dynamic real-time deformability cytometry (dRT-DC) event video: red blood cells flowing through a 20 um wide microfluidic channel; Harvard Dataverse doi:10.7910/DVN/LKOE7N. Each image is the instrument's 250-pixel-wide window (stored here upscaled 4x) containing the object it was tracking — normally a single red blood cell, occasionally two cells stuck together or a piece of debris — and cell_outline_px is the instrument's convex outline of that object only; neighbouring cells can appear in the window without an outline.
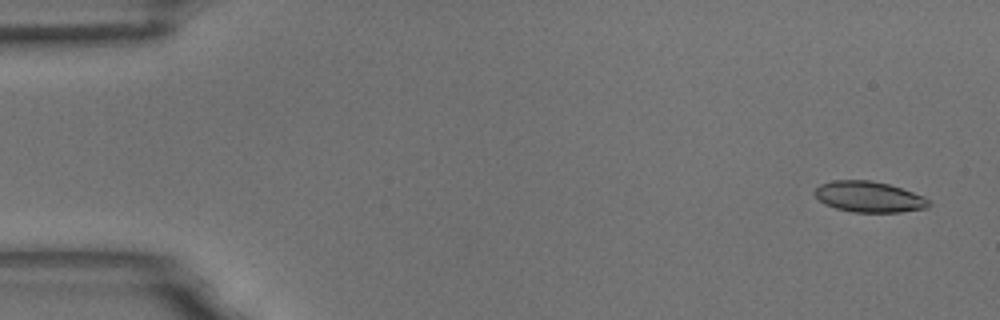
{"species": "common noctule bat (a hibernating species)", "species_latin": "Nyctalus noctula", "temperature_condition": "room temperature", "stored_images_in_passage": 5, "camera_frame_rate_fps": 3000, "um_per_image_px": 0.085, "animal": {"sex": "male", "body_mass_g": 18.8}, "frame": {"image": 1, "passage_image": 1, "time_ms": 0.0, "image_size_px": [1000, 320], "cell_outline_px": [[932, 204], [928, 208], [900, 212], [852, 212], [836, 208], [824, 204], [812, 192], [820, 184], [832, 180], [872, 180], [888, 184], [924, 196]], "centroid_in_image_um": [73.86, 16.73], "position_along_channel_um": 11.1, "area_um2": 20.58}}
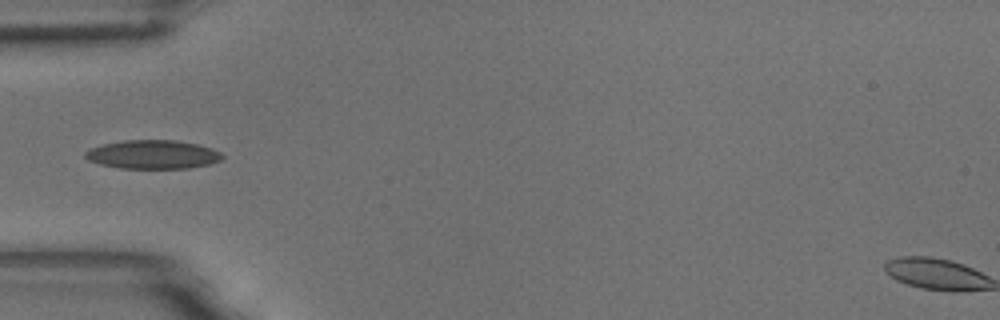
{"frame": {"image": 2, "passage_image": 5, "time_ms": 1.333, "image_size_px": [1000, 320], "cell_outline_px": [[224, 156], [220, 160], [208, 164], [188, 168], [120, 168], [100, 164], [88, 160], [84, 156], [84, 152], [92, 148], [104, 144], [124, 140], [176, 140], [196, 144], [212, 148], [220, 152]], "centroid_in_image_um": [12.98, 13.13], "position_along_channel_um": 72.0, "area_um2": 22.77}}